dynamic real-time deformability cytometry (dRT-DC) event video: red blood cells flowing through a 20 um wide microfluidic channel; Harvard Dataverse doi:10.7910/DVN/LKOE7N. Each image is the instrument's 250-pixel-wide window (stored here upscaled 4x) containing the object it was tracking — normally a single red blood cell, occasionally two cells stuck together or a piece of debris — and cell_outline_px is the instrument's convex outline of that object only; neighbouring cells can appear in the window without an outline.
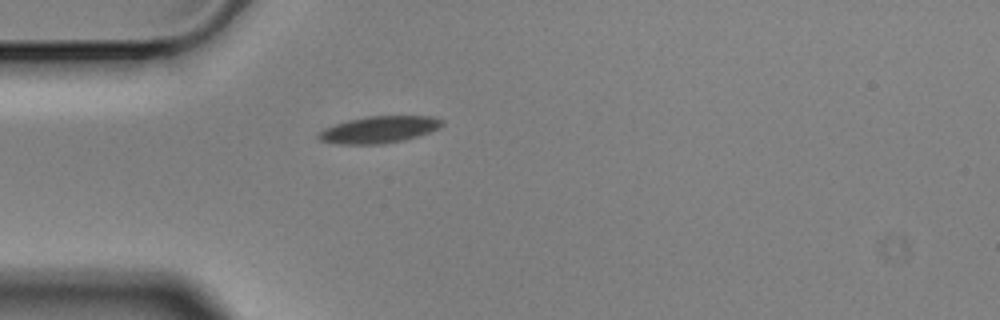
{"species": "Egyptian fruit bat (a non-hibernating species)", "species_latin": "Rousettus aegyptiacus", "temperature_condition": "cold", "stored_images_in_passage": 42, "camera_frame_rate_fps": 3000, "um_per_image_px": 0.085, "animal": {"sex": "male"}, "frame": {"image": 1, "passage_image": 1, "time_ms": 0.0, "image_size_px": [1000, 320], "cell_outline_px": [[444, 124], [440, 128], [404, 140], [380, 144], [340, 144], [320, 140], [316, 136], [324, 128], [348, 120], [368, 116], [432, 116], [444, 120]], "centroid_in_image_um": [32.24, 11.01], "position_along_channel_um": 52.8, "area_um2": 19.19}}
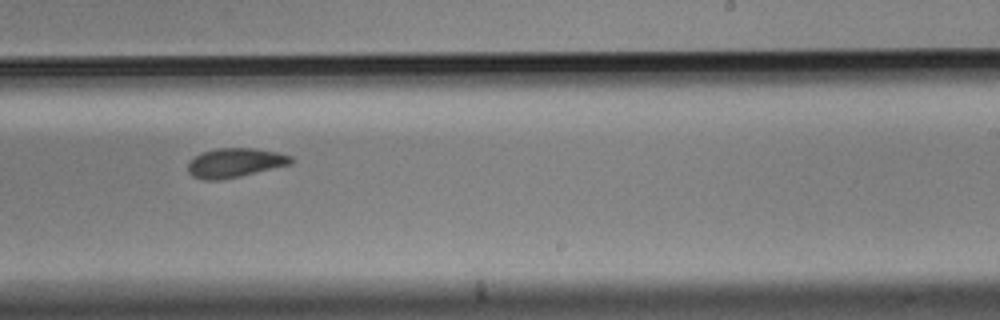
{"frame": {"image": 2, "passage_image": 20, "time_ms": 6.333, "image_size_px": [1000, 320], "cell_outline_px": [[292, 164], [240, 176], [220, 180], [204, 180], [192, 176], [188, 172], [188, 160], [200, 152], [216, 148], [256, 148], [276, 152], [292, 156]], "centroid_in_image_um": [19.93, 13.83], "position_along_channel_um": 269.1, "area_um2": 17.74}}
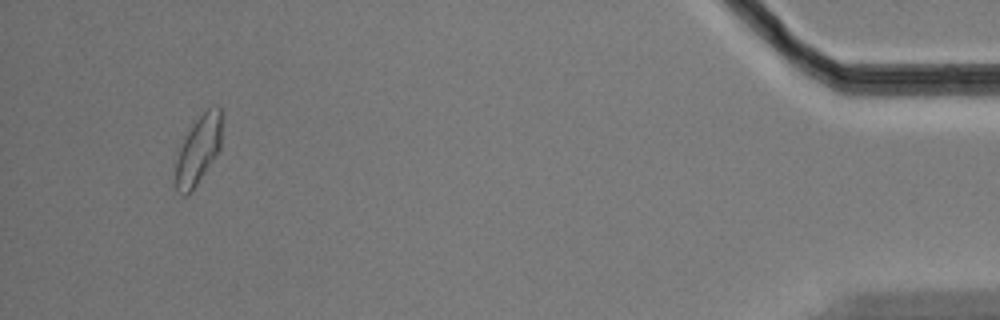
{"frame": {"image": 3, "passage_image": 39, "time_ms": 12.667, "image_size_px": [1000, 320], "cell_outline_px": [[220, 148], [188, 196], [184, 196], [176, 188], [176, 160], [180, 148], [188, 132], [196, 120], [212, 104], [220, 108]], "centroid_in_image_um": [16.85, 12.74], "position_along_channel_um": 418.4, "area_um2": 17.63}, "authors_computed_cell_mechanics": {"area_um2": 18.1203, "velocity_mm_per_s": 3.5241, "shape_relaxation_time_tau1_ms": 3.4129, "shape_relaxation_time_tau2_ms": 2.2513, "deformation_change_tau1": 0.0998, "deformation_change_tau2": 0.0675}}